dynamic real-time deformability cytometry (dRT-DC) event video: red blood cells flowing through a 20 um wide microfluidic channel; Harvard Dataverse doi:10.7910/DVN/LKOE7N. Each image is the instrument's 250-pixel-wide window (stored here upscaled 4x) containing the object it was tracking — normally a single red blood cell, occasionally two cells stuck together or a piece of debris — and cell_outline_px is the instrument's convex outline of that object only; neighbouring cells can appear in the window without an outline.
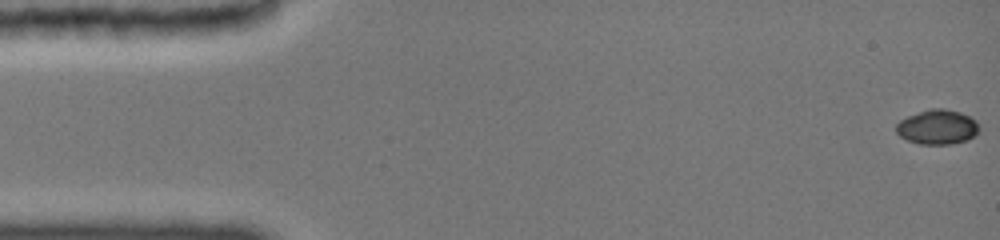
{"species": "common noctule bat (a hibernating species)", "species_latin": "Nyctalus noctula", "temperature_condition": "cold", "stored_images_in_passage": 57, "camera_frame_rate_fps": 3000, "um_per_image_px": 0.085, "animal": {"sex": "female", "body_mass_g": 19.0, "forearm_length_mm": 51.5}, "frame": {"image": 1, "passage_image": 1, "time_ms": 0.0, "image_size_px": [1000, 240], "cell_outline_px": [[980, 128], [976, 136], [968, 140], [948, 144], [920, 144], [908, 140], [900, 136], [896, 132], [896, 124], [900, 120], [908, 116], [932, 108], [944, 108], [960, 112], [976, 120]], "centroid_in_image_um": [79.71, 10.8], "position_along_channel_um": 5.3, "area_um2": 16.76}}
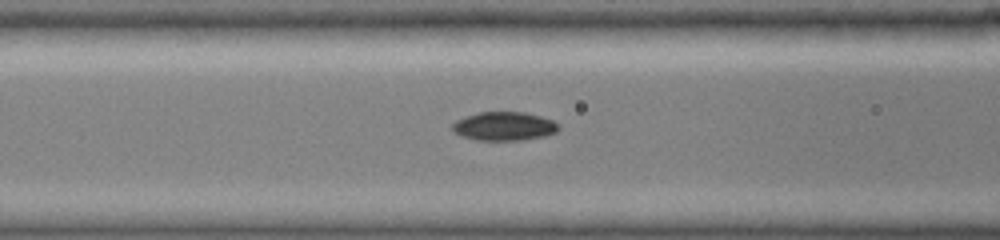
{"frame": {"image": 2, "passage_image": 25, "time_ms": 6.333, "image_size_px": [1000, 240], "cell_outline_px": [[560, 128], [556, 132], [540, 136], [516, 140], [476, 140], [460, 136], [452, 128], [452, 124], [456, 120], [480, 112], [524, 112], [540, 116], [552, 120]], "centroid_in_image_um": [42.82, 10.72], "position_along_channel_um": 123.8, "area_um2": 17.4}}
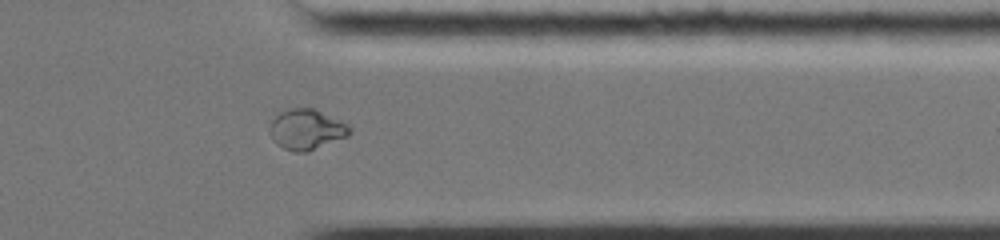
{"frame": {"image": 3, "passage_image": 50, "time_ms": 13.0, "image_size_px": [1000, 240], "cell_outline_px": [[348, 136], [308, 152], [292, 152], [276, 144], [272, 140], [268, 128], [272, 120], [280, 112], [292, 108], [312, 108], [348, 124]], "centroid_in_image_um": [25.99, 11.02], "position_along_channel_um": 385.4, "area_um2": 18.67}}